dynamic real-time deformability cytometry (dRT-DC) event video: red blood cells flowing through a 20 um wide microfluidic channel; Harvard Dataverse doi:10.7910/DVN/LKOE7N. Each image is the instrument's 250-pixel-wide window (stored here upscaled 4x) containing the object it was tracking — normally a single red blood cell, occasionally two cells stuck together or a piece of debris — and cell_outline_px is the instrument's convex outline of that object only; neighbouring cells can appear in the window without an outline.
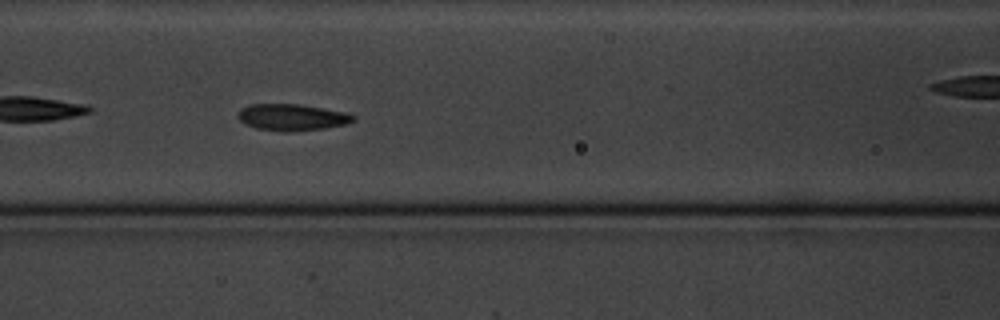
{"species": "common noctule bat (a hibernating species)", "species_latin": "Nyctalus noctula", "temperature_condition": "cold", "stored_images_in_passage": 16, "camera_frame_rate_fps": 3000, "um_per_image_px": 0.085, "animal": {"sex": "male", "body_mass_g": 20.1, "forearm_length_mm": 53.5}, "frame": {"image": 1, "passage_image": 7, "time_ms": 8.0, "image_size_px": [1000, 320], "cell_outline_px": [[356, 120], [348, 124], [324, 128], [284, 132], [256, 128], [244, 124], [236, 116], [240, 108], [252, 104], [300, 104], [348, 112], [356, 116]], "centroid_in_image_um": [24.84, 9.96], "position_along_channel_um": 141.8, "area_um2": 18.09}}
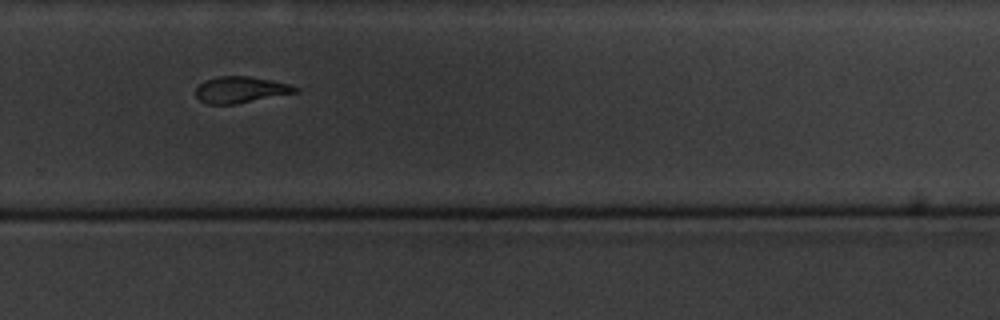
{"frame": {"image": 2, "passage_image": 12, "time_ms": 14.667, "image_size_px": [1000, 320], "cell_outline_px": [[300, 92], [236, 104], [208, 104], [200, 100], [196, 96], [196, 88], [204, 80], [216, 76], [248, 76], [288, 84], [300, 88]], "centroid_in_image_um": [20.45, 7.63], "position_along_channel_um": 309.3, "area_um2": 15.32}}
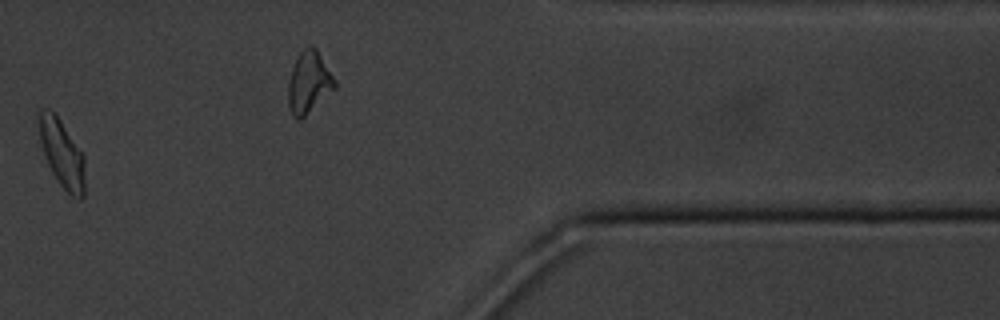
{"frame": {"image": 3, "passage_image": 14, "time_ms": 17.333, "image_size_px": [1000, 320], "cell_outline_px": [[84, 196], [80, 200], [72, 196], [60, 184], [52, 172], [48, 164], [40, 140], [40, 112], [48, 108], [60, 120], [84, 156]], "centroid_in_image_um": [5.3, 13.11], "position_along_channel_um": 406.1, "area_um2": 17.4}, "authors_computed_cell_mechanics": {"area_um2": 17.3978, "velocity_mm_per_s": 3.3847, "shape_relaxation_time_tau1_ms": 2.1874, "shape_relaxation_time_tau2_ms": 8.0873, "deformation_change_tau1": 0.0814, "deformation_change_tau2": 0.1234}}